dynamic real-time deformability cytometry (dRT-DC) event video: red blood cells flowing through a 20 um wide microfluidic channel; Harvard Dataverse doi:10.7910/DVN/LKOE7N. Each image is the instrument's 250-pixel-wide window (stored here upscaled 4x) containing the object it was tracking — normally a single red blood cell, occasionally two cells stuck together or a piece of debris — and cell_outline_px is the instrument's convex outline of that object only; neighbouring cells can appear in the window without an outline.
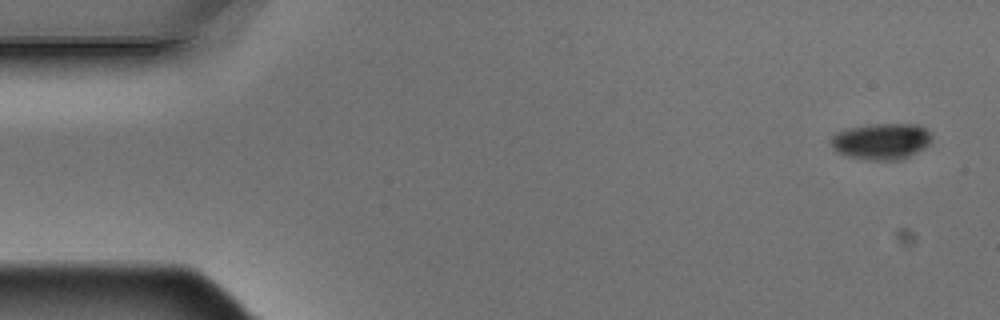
{"species": "Egyptian fruit bat (a non-hibernating species)", "species_latin": "Rousettus aegyptiacus", "temperature_condition": "warm", "stored_images_in_passage": 4, "camera_frame_rate_fps": 3000, "um_per_image_px": 0.085, "animal": {"sex": "male"}, "frame": {"image": 1, "passage_image": 1, "time_ms": 0.0, "image_size_px": [1000, 320], "cell_outline_px": [[932, 140], [924, 148], [900, 160], [868, 160], [848, 156], [836, 152], [832, 148], [832, 136], [836, 132], [848, 128], [868, 124], [920, 124], [932, 136]], "centroid_in_image_um": [74.91, 12.0], "position_along_channel_um": 10.1, "area_um2": 21.33}}
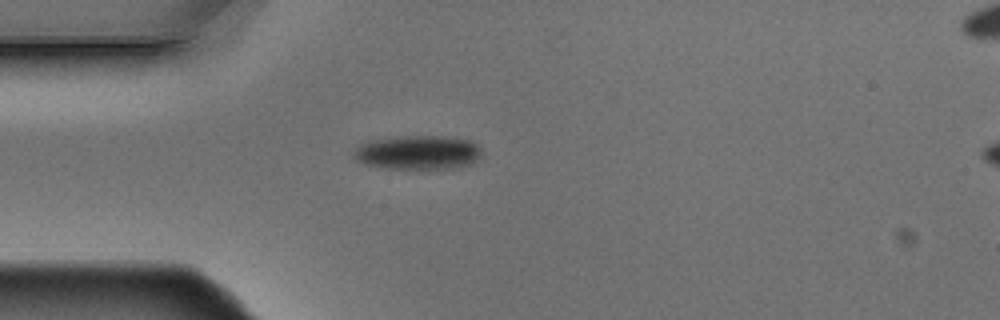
{"frame": {"image": 2, "passage_image": 4, "time_ms": 1.0, "image_size_px": [1000, 320], "cell_outline_px": [[480, 156], [472, 164], [456, 168], [384, 168], [364, 164], [356, 160], [352, 156], [352, 152], [360, 144], [368, 140], [396, 136], [444, 136], [472, 140], [480, 148]], "centroid_in_image_um": [35.49, 12.95], "position_along_channel_um": 49.5, "area_um2": 25.66}}